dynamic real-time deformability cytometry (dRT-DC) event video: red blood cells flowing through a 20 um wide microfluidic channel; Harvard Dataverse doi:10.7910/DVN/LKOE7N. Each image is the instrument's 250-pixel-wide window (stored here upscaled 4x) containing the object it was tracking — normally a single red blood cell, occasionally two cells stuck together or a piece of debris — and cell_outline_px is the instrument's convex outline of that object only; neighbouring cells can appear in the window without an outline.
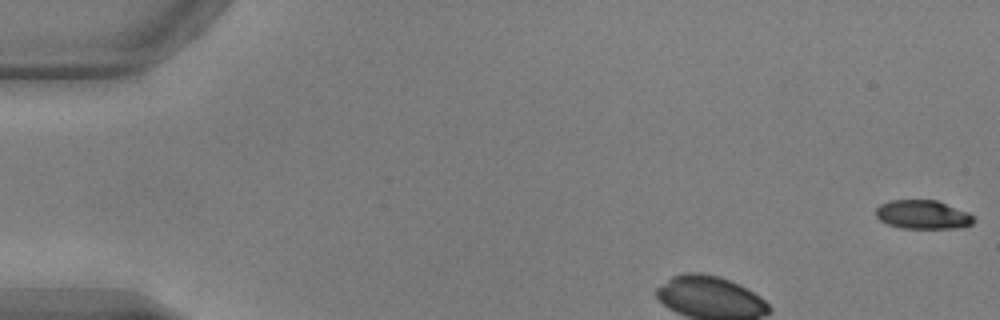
{"species": "common noctule bat (a hibernating species)", "species_latin": "Nyctalus noctula", "temperature_condition": "warm", "stored_images_in_passage": 39, "segment_of_instrument_passage": [1, 2], "camera_frame_rate_fps": 3000, "um_per_image_px": 0.085, "animal": {"sex": "male", "body_mass_g": 17.9, "forearm_length_mm": 54.2}, "frame": {"image": 1, "passage_image": 1, "time_ms": 0.0, "image_size_px": [1000, 320], "cell_outline_px": [[976, 220], [972, 224], [964, 228], [900, 228], [888, 224], [880, 220], [876, 216], [876, 208], [880, 204], [892, 200], [936, 200], [968, 212], [976, 216]], "centroid_in_image_um": [78.48, 18.25], "position_along_channel_um": 6.5, "area_um2": 16.59}}